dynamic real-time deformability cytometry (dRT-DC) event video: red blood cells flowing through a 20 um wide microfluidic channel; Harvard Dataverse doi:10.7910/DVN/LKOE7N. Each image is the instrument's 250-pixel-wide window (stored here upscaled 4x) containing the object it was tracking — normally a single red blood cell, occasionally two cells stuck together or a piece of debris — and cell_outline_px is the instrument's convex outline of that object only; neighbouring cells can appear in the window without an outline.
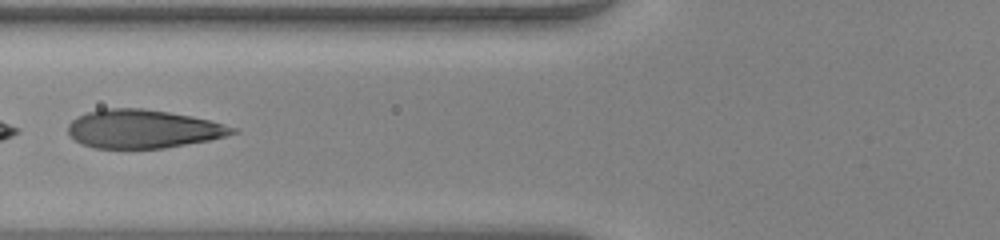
{"species": "human", "species_latin": "Homo sapiens", "temperature_condition": "warm", "stored_images_in_passage": 34, "camera_frame_rate_fps": 3000, "um_per_image_px": 0.085, "donor": {"sex": "female"}, "frame": {"image": 1, "passage_image": 6, "time_ms": 1.667, "image_size_px": [1000, 240], "cell_outline_px": [[240, 132], [208, 140], [164, 148], [96, 148], [80, 144], [68, 132], [68, 124], [76, 116], [88, 112], [104, 108], [144, 108], [192, 116], [240, 128]], "centroid_in_image_um": [12.16, 10.95], "position_along_channel_um": 113.6, "area_um2": 36.88}, "authors_computed_cell_mechanics": {"area_um2": 38.1191, "velocity_mm_per_s": 4.1011, "shape_relaxation_time_tau1_ms": 3.7898, "shape_relaxation_time_tau2_ms": null, "deformation_change_tau1": 0.2472, "deformation_change_tau2": null}}